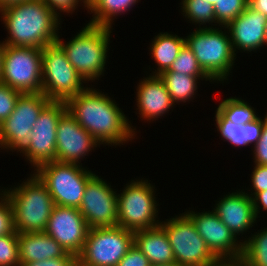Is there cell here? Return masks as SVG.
<instances>
[{"mask_svg": "<svg viewBox=\"0 0 267 266\" xmlns=\"http://www.w3.org/2000/svg\"><path fill=\"white\" fill-rule=\"evenodd\" d=\"M267 17L249 6L227 26L234 52L256 51L265 45Z\"/></svg>", "mask_w": 267, "mask_h": 266, "instance_id": "obj_18", "label": "cell"}, {"mask_svg": "<svg viewBox=\"0 0 267 266\" xmlns=\"http://www.w3.org/2000/svg\"><path fill=\"white\" fill-rule=\"evenodd\" d=\"M63 247L46 232L18 234V259L20 263L64 257Z\"/></svg>", "mask_w": 267, "mask_h": 266, "instance_id": "obj_21", "label": "cell"}, {"mask_svg": "<svg viewBox=\"0 0 267 266\" xmlns=\"http://www.w3.org/2000/svg\"><path fill=\"white\" fill-rule=\"evenodd\" d=\"M111 28L87 23L70 41L57 42L64 49L69 62L88 83L99 80L108 58Z\"/></svg>", "mask_w": 267, "mask_h": 266, "instance_id": "obj_4", "label": "cell"}, {"mask_svg": "<svg viewBox=\"0 0 267 266\" xmlns=\"http://www.w3.org/2000/svg\"><path fill=\"white\" fill-rule=\"evenodd\" d=\"M206 266H245L242 257L237 258H217Z\"/></svg>", "mask_w": 267, "mask_h": 266, "instance_id": "obj_42", "label": "cell"}, {"mask_svg": "<svg viewBox=\"0 0 267 266\" xmlns=\"http://www.w3.org/2000/svg\"><path fill=\"white\" fill-rule=\"evenodd\" d=\"M0 148H1V150L4 149L3 145H2V142H1V138H0Z\"/></svg>", "mask_w": 267, "mask_h": 266, "instance_id": "obj_49", "label": "cell"}, {"mask_svg": "<svg viewBox=\"0 0 267 266\" xmlns=\"http://www.w3.org/2000/svg\"><path fill=\"white\" fill-rule=\"evenodd\" d=\"M136 108L142 119L154 121L168 113L175 104L159 75H149L137 84ZM168 111V112H167Z\"/></svg>", "mask_w": 267, "mask_h": 266, "instance_id": "obj_20", "label": "cell"}, {"mask_svg": "<svg viewBox=\"0 0 267 266\" xmlns=\"http://www.w3.org/2000/svg\"><path fill=\"white\" fill-rule=\"evenodd\" d=\"M139 0H87L88 12L93 13L89 24L112 28L114 17L121 15ZM119 14V15H118Z\"/></svg>", "mask_w": 267, "mask_h": 266, "instance_id": "obj_25", "label": "cell"}, {"mask_svg": "<svg viewBox=\"0 0 267 266\" xmlns=\"http://www.w3.org/2000/svg\"><path fill=\"white\" fill-rule=\"evenodd\" d=\"M213 6L216 23L227 26L246 9L248 0H217Z\"/></svg>", "mask_w": 267, "mask_h": 266, "instance_id": "obj_30", "label": "cell"}, {"mask_svg": "<svg viewBox=\"0 0 267 266\" xmlns=\"http://www.w3.org/2000/svg\"><path fill=\"white\" fill-rule=\"evenodd\" d=\"M77 264V256L72 253H67L64 257L20 263V266H77Z\"/></svg>", "mask_w": 267, "mask_h": 266, "instance_id": "obj_39", "label": "cell"}, {"mask_svg": "<svg viewBox=\"0 0 267 266\" xmlns=\"http://www.w3.org/2000/svg\"><path fill=\"white\" fill-rule=\"evenodd\" d=\"M181 9L183 16L192 21V23L201 25H206L213 22L216 23L214 6L205 0H182Z\"/></svg>", "mask_w": 267, "mask_h": 266, "instance_id": "obj_28", "label": "cell"}, {"mask_svg": "<svg viewBox=\"0 0 267 266\" xmlns=\"http://www.w3.org/2000/svg\"><path fill=\"white\" fill-rule=\"evenodd\" d=\"M264 126V119L258 117L252 122L244 125V129H247V146L253 143L255 144L260 140L262 129Z\"/></svg>", "mask_w": 267, "mask_h": 266, "instance_id": "obj_40", "label": "cell"}, {"mask_svg": "<svg viewBox=\"0 0 267 266\" xmlns=\"http://www.w3.org/2000/svg\"><path fill=\"white\" fill-rule=\"evenodd\" d=\"M56 41L42 48V93L55 102H67L87 87Z\"/></svg>", "mask_w": 267, "mask_h": 266, "instance_id": "obj_7", "label": "cell"}, {"mask_svg": "<svg viewBox=\"0 0 267 266\" xmlns=\"http://www.w3.org/2000/svg\"><path fill=\"white\" fill-rule=\"evenodd\" d=\"M215 114L217 131L221 137L233 146H247V129H244L243 125L228 121L218 110Z\"/></svg>", "mask_w": 267, "mask_h": 266, "instance_id": "obj_29", "label": "cell"}, {"mask_svg": "<svg viewBox=\"0 0 267 266\" xmlns=\"http://www.w3.org/2000/svg\"><path fill=\"white\" fill-rule=\"evenodd\" d=\"M115 103L107 94L87 86L66 105L67 112L100 144L119 146L132 141L136 129Z\"/></svg>", "mask_w": 267, "mask_h": 266, "instance_id": "obj_1", "label": "cell"}, {"mask_svg": "<svg viewBox=\"0 0 267 266\" xmlns=\"http://www.w3.org/2000/svg\"><path fill=\"white\" fill-rule=\"evenodd\" d=\"M248 6L267 17V0H248Z\"/></svg>", "mask_w": 267, "mask_h": 266, "instance_id": "obj_43", "label": "cell"}, {"mask_svg": "<svg viewBox=\"0 0 267 266\" xmlns=\"http://www.w3.org/2000/svg\"><path fill=\"white\" fill-rule=\"evenodd\" d=\"M9 46L44 48L56 42L61 19L42 0H26L0 10Z\"/></svg>", "mask_w": 267, "mask_h": 266, "instance_id": "obj_2", "label": "cell"}, {"mask_svg": "<svg viewBox=\"0 0 267 266\" xmlns=\"http://www.w3.org/2000/svg\"><path fill=\"white\" fill-rule=\"evenodd\" d=\"M252 201L256 218H258V215L260 214V209H264L265 211H267V190L256 193L252 197ZM260 205L262 207H260Z\"/></svg>", "mask_w": 267, "mask_h": 266, "instance_id": "obj_41", "label": "cell"}, {"mask_svg": "<svg viewBox=\"0 0 267 266\" xmlns=\"http://www.w3.org/2000/svg\"><path fill=\"white\" fill-rule=\"evenodd\" d=\"M50 102L42 92L25 93L19 96L15 109L0 125V138L6 151L20 152L25 147L33 125Z\"/></svg>", "mask_w": 267, "mask_h": 266, "instance_id": "obj_12", "label": "cell"}, {"mask_svg": "<svg viewBox=\"0 0 267 266\" xmlns=\"http://www.w3.org/2000/svg\"><path fill=\"white\" fill-rule=\"evenodd\" d=\"M117 191L101 176L94 175L87 183L79 207L89 228L117 226Z\"/></svg>", "mask_w": 267, "mask_h": 266, "instance_id": "obj_14", "label": "cell"}, {"mask_svg": "<svg viewBox=\"0 0 267 266\" xmlns=\"http://www.w3.org/2000/svg\"><path fill=\"white\" fill-rule=\"evenodd\" d=\"M89 227L79 208L55 205L45 232L63 249L78 256L84 248Z\"/></svg>", "mask_w": 267, "mask_h": 266, "instance_id": "obj_16", "label": "cell"}, {"mask_svg": "<svg viewBox=\"0 0 267 266\" xmlns=\"http://www.w3.org/2000/svg\"><path fill=\"white\" fill-rule=\"evenodd\" d=\"M4 43L0 42V75H1V70H2V57H3V52H4Z\"/></svg>", "mask_w": 267, "mask_h": 266, "instance_id": "obj_45", "label": "cell"}, {"mask_svg": "<svg viewBox=\"0 0 267 266\" xmlns=\"http://www.w3.org/2000/svg\"><path fill=\"white\" fill-rule=\"evenodd\" d=\"M66 112V102L51 101L33 125L28 143L20 153L34 169L43 163L56 161L57 125Z\"/></svg>", "mask_w": 267, "mask_h": 266, "instance_id": "obj_13", "label": "cell"}, {"mask_svg": "<svg viewBox=\"0 0 267 266\" xmlns=\"http://www.w3.org/2000/svg\"><path fill=\"white\" fill-rule=\"evenodd\" d=\"M267 45V22H266V37H265V46Z\"/></svg>", "mask_w": 267, "mask_h": 266, "instance_id": "obj_48", "label": "cell"}, {"mask_svg": "<svg viewBox=\"0 0 267 266\" xmlns=\"http://www.w3.org/2000/svg\"><path fill=\"white\" fill-rule=\"evenodd\" d=\"M264 126L260 140L253 147V158L255 164L267 165V112L264 116Z\"/></svg>", "mask_w": 267, "mask_h": 266, "instance_id": "obj_36", "label": "cell"}, {"mask_svg": "<svg viewBox=\"0 0 267 266\" xmlns=\"http://www.w3.org/2000/svg\"><path fill=\"white\" fill-rule=\"evenodd\" d=\"M160 226L167 234L178 265L206 266L217 259L185 213L162 221Z\"/></svg>", "mask_w": 267, "mask_h": 266, "instance_id": "obj_11", "label": "cell"}, {"mask_svg": "<svg viewBox=\"0 0 267 266\" xmlns=\"http://www.w3.org/2000/svg\"><path fill=\"white\" fill-rule=\"evenodd\" d=\"M254 170L251 174V182L254 191L248 194L251 198L258 192L267 190V165L254 164Z\"/></svg>", "mask_w": 267, "mask_h": 266, "instance_id": "obj_37", "label": "cell"}, {"mask_svg": "<svg viewBox=\"0 0 267 266\" xmlns=\"http://www.w3.org/2000/svg\"><path fill=\"white\" fill-rule=\"evenodd\" d=\"M2 192L11 202L14 229L20 233L45 232L54 200L46 186L33 173L25 182Z\"/></svg>", "mask_w": 267, "mask_h": 266, "instance_id": "obj_3", "label": "cell"}, {"mask_svg": "<svg viewBox=\"0 0 267 266\" xmlns=\"http://www.w3.org/2000/svg\"><path fill=\"white\" fill-rule=\"evenodd\" d=\"M0 266H20L18 259V233L0 236Z\"/></svg>", "mask_w": 267, "mask_h": 266, "instance_id": "obj_32", "label": "cell"}, {"mask_svg": "<svg viewBox=\"0 0 267 266\" xmlns=\"http://www.w3.org/2000/svg\"><path fill=\"white\" fill-rule=\"evenodd\" d=\"M134 244V232L123 227L89 228L79 266H117Z\"/></svg>", "mask_w": 267, "mask_h": 266, "instance_id": "obj_10", "label": "cell"}, {"mask_svg": "<svg viewBox=\"0 0 267 266\" xmlns=\"http://www.w3.org/2000/svg\"><path fill=\"white\" fill-rule=\"evenodd\" d=\"M247 239L242 241L244 265L267 266V227Z\"/></svg>", "mask_w": 267, "mask_h": 266, "instance_id": "obj_26", "label": "cell"}, {"mask_svg": "<svg viewBox=\"0 0 267 266\" xmlns=\"http://www.w3.org/2000/svg\"><path fill=\"white\" fill-rule=\"evenodd\" d=\"M134 245L148 258L151 265L175 262L169 239L161 226L134 231Z\"/></svg>", "mask_w": 267, "mask_h": 266, "instance_id": "obj_22", "label": "cell"}, {"mask_svg": "<svg viewBox=\"0 0 267 266\" xmlns=\"http://www.w3.org/2000/svg\"><path fill=\"white\" fill-rule=\"evenodd\" d=\"M221 28H225V32ZM221 28L206 25L196 28L185 38V45L192 50L198 64L213 82L228 80L236 59L226 26Z\"/></svg>", "mask_w": 267, "mask_h": 266, "instance_id": "obj_5", "label": "cell"}, {"mask_svg": "<svg viewBox=\"0 0 267 266\" xmlns=\"http://www.w3.org/2000/svg\"><path fill=\"white\" fill-rule=\"evenodd\" d=\"M148 258L133 244L117 266H150Z\"/></svg>", "mask_w": 267, "mask_h": 266, "instance_id": "obj_38", "label": "cell"}, {"mask_svg": "<svg viewBox=\"0 0 267 266\" xmlns=\"http://www.w3.org/2000/svg\"><path fill=\"white\" fill-rule=\"evenodd\" d=\"M46 186L55 205L79 208L85 187L95 175L81 164L50 161L33 172Z\"/></svg>", "mask_w": 267, "mask_h": 266, "instance_id": "obj_6", "label": "cell"}, {"mask_svg": "<svg viewBox=\"0 0 267 266\" xmlns=\"http://www.w3.org/2000/svg\"><path fill=\"white\" fill-rule=\"evenodd\" d=\"M22 1H26V0H0V10L6 6L20 3Z\"/></svg>", "mask_w": 267, "mask_h": 266, "instance_id": "obj_44", "label": "cell"}, {"mask_svg": "<svg viewBox=\"0 0 267 266\" xmlns=\"http://www.w3.org/2000/svg\"><path fill=\"white\" fill-rule=\"evenodd\" d=\"M22 93L0 82V125L15 109L17 99Z\"/></svg>", "mask_w": 267, "mask_h": 266, "instance_id": "obj_33", "label": "cell"}, {"mask_svg": "<svg viewBox=\"0 0 267 266\" xmlns=\"http://www.w3.org/2000/svg\"><path fill=\"white\" fill-rule=\"evenodd\" d=\"M15 232L11 202L0 192V236Z\"/></svg>", "mask_w": 267, "mask_h": 266, "instance_id": "obj_34", "label": "cell"}, {"mask_svg": "<svg viewBox=\"0 0 267 266\" xmlns=\"http://www.w3.org/2000/svg\"><path fill=\"white\" fill-rule=\"evenodd\" d=\"M206 2H209L210 4L214 5L217 0H205Z\"/></svg>", "mask_w": 267, "mask_h": 266, "instance_id": "obj_47", "label": "cell"}, {"mask_svg": "<svg viewBox=\"0 0 267 266\" xmlns=\"http://www.w3.org/2000/svg\"><path fill=\"white\" fill-rule=\"evenodd\" d=\"M150 266H180L176 262L170 263V264H162V265H150Z\"/></svg>", "mask_w": 267, "mask_h": 266, "instance_id": "obj_46", "label": "cell"}, {"mask_svg": "<svg viewBox=\"0 0 267 266\" xmlns=\"http://www.w3.org/2000/svg\"><path fill=\"white\" fill-rule=\"evenodd\" d=\"M97 146L100 147V143L68 112L61 117L57 125V162L80 164L81 160Z\"/></svg>", "mask_w": 267, "mask_h": 266, "instance_id": "obj_17", "label": "cell"}, {"mask_svg": "<svg viewBox=\"0 0 267 266\" xmlns=\"http://www.w3.org/2000/svg\"><path fill=\"white\" fill-rule=\"evenodd\" d=\"M58 17L59 12L71 13L78 8L79 4L83 3L84 7L87 8V0H42ZM82 1V2H81ZM58 11V12H57Z\"/></svg>", "mask_w": 267, "mask_h": 266, "instance_id": "obj_35", "label": "cell"}, {"mask_svg": "<svg viewBox=\"0 0 267 266\" xmlns=\"http://www.w3.org/2000/svg\"><path fill=\"white\" fill-rule=\"evenodd\" d=\"M185 45V37L169 34L168 32H160L155 36L150 45V55L157 64V70L153 75H160L168 70L172 63L176 60L180 50Z\"/></svg>", "mask_w": 267, "mask_h": 266, "instance_id": "obj_23", "label": "cell"}, {"mask_svg": "<svg viewBox=\"0 0 267 266\" xmlns=\"http://www.w3.org/2000/svg\"><path fill=\"white\" fill-rule=\"evenodd\" d=\"M0 82L22 94L42 92V48L5 44Z\"/></svg>", "mask_w": 267, "mask_h": 266, "instance_id": "obj_9", "label": "cell"}, {"mask_svg": "<svg viewBox=\"0 0 267 266\" xmlns=\"http://www.w3.org/2000/svg\"><path fill=\"white\" fill-rule=\"evenodd\" d=\"M159 77L166 85V89L170 94L172 102L175 104L190 101L195 98L198 89V80H206L212 82L208 76H189L177 72H162Z\"/></svg>", "mask_w": 267, "mask_h": 266, "instance_id": "obj_24", "label": "cell"}, {"mask_svg": "<svg viewBox=\"0 0 267 266\" xmlns=\"http://www.w3.org/2000/svg\"><path fill=\"white\" fill-rule=\"evenodd\" d=\"M217 110L232 123L245 125L254 121L259 115L255 112L254 107H251L241 98L230 97L223 100Z\"/></svg>", "mask_w": 267, "mask_h": 266, "instance_id": "obj_27", "label": "cell"}, {"mask_svg": "<svg viewBox=\"0 0 267 266\" xmlns=\"http://www.w3.org/2000/svg\"><path fill=\"white\" fill-rule=\"evenodd\" d=\"M214 206L213 211L236 238L246 233L257 221L252 198L245 191L226 194Z\"/></svg>", "mask_w": 267, "mask_h": 266, "instance_id": "obj_19", "label": "cell"}, {"mask_svg": "<svg viewBox=\"0 0 267 266\" xmlns=\"http://www.w3.org/2000/svg\"><path fill=\"white\" fill-rule=\"evenodd\" d=\"M164 72H177L189 76H207L198 64L197 58L192 50L186 45L180 50L170 68Z\"/></svg>", "mask_w": 267, "mask_h": 266, "instance_id": "obj_31", "label": "cell"}, {"mask_svg": "<svg viewBox=\"0 0 267 266\" xmlns=\"http://www.w3.org/2000/svg\"><path fill=\"white\" fill-rule=\"evenodd\" d=\"M155 187L148 180H131L117 193V226L131 231L160 226Z\"/></svg>", "mask_w": 267, "mask_h": 266, "instance_id": "obj_8", "label": "cell"}, {"mask_svg": "<svg viewBox=\"0 0 267 266\" xmlns=\"http://www.w3.org/2000/svg\"><path fill=\"white\" fill-rule=\"evenodd\" d=\"M185 214L192 220L199 235L217 258H237L243 255V243L238 241L230 229L212 210Z\"/></svg>", "mask_w": 267, "mask_h": 266, "instance_id": "obj_15", "label": "cell"}]
</instances>
